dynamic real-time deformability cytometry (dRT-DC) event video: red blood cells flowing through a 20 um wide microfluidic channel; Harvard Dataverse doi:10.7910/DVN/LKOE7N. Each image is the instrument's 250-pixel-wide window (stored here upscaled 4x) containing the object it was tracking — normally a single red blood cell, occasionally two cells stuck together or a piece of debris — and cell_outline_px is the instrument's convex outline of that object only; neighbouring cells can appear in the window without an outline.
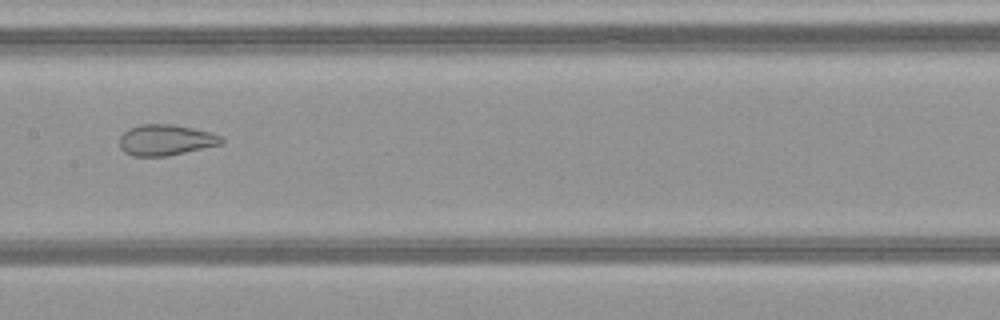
{"species": "common noctule bat (a hibernating species)", "species_latin": "Nyctalus noctula", "temperature_condition": "warm", "stored_images_in_passage": 50, "camera_frame_rate_fps": 3000, "um_per_image_px": 0.085, "animal": {"sex": "female", "body_mass_g": 21.9}, "frame": {"image": 1, "passage_image": 26, "time_ms": 8.333, "image_size_px": [1000, 320], "cell_outline_px": [[224, 144], [168, 156], [132, 156], [124, 152], [120, 148], [120, 136], [128, 128], [140, 124], [172, 124], [192, 128], [208, 132], [220, 136], [224, 140]], "centroid_in_image_um": [14.07, 11.91], "position_along_channel_um": 193.3, "area_um2": 18.44}}
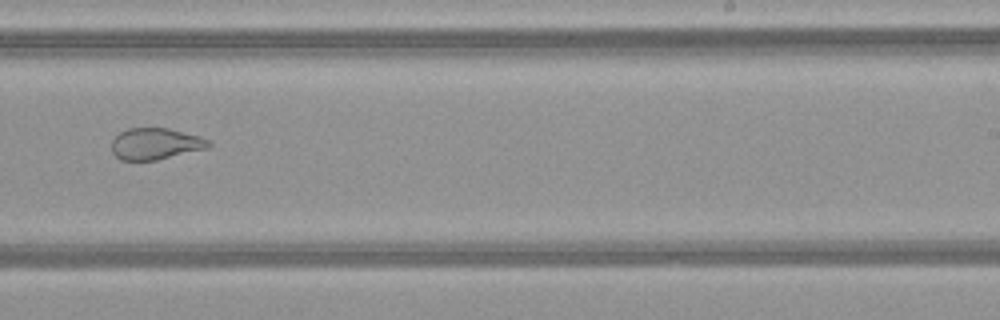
{"frame": {"image": 2, "passage_image": 32, "time_ms": 10.333, "image_size_px": [1000, 320], "cell_outline_px": [[212, 144], [208, 148], [156, 160], [120, 160], [112, 152], [112, 140], [120, 132], [128, 128], [168, 128], [200, 136], [208, 140]], "centroid_in_image_um": [13.21, 12.22], "position_along_channel_um": 275.8, "area_um2": 17.74}}
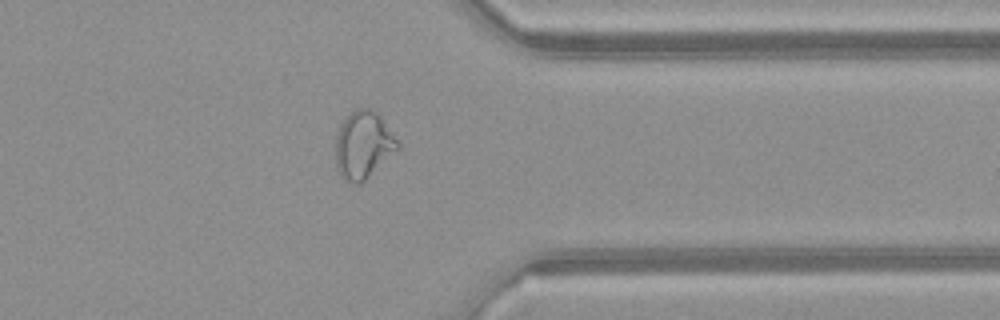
{"frame": {"image": 3, "passage_image": 40, "time_ms": 13.0, "image_size_px": [1000, 320], "cell_outline_px": [[400, 148], [360, 184], [352, 184], [344, 180], [336, 168], [336, 136], [340, 124], [356, 108], [368, 108], [376, 112], [380, 116], [400, 144]], "centroid_in_image_um": [30.87, 12.34], "position_along_channel_um": 380.5, "area_um2": 24.22}, "authors_computed_cell_mechanics": {"area_um2": 26.8192, "velocity_mm_per_s": 4.1519, "shape_relaxation_time_tau1_ms": null, "shape_relaxation_time_tau2_ms": 0.9372, "deformation_change_tau1": null, "deformation_change_tau2": 0.0851}}